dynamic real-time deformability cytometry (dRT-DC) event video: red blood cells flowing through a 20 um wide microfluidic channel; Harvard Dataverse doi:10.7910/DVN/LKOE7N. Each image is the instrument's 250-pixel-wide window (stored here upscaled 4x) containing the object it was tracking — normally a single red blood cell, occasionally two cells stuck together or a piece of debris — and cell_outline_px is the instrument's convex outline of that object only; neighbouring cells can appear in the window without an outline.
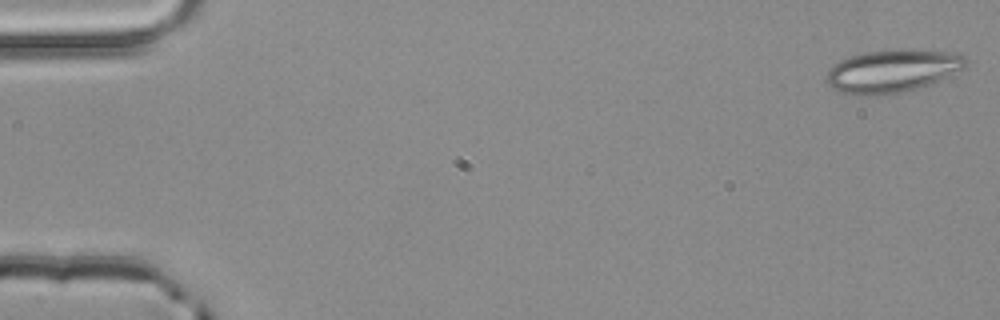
{"species": "common noctule bat (a hibernating species)", "species_latin": "Nyctalus noctula", "temperature_condition": "room temperature", "stored_images_in_passage": 4, "camera_frame_rate_fps": 3000, "um_per_image_px": 0.085, "animal": {"sex": "male", "body_mass_g": 20.4}, "frame": {"image": 1, "passage_image": 1, "time_ms": 0.0, "image_size_px": [1000, 320], "cell_outline_px": [[968, 64], [964, 68], [928, 84], [904, 92], [888, 96], [852, 96], [840, 92], [832, 88], [824, 80], [824, 76], [840, 60], [848, 56], [864, 52], [896, 48], [956, 52], [964, 56], [968, 60]], "centroid_in_image_um": [75.81, 6.04], "position_along_channel_um": 9.2, "area_um2": 35.49}}